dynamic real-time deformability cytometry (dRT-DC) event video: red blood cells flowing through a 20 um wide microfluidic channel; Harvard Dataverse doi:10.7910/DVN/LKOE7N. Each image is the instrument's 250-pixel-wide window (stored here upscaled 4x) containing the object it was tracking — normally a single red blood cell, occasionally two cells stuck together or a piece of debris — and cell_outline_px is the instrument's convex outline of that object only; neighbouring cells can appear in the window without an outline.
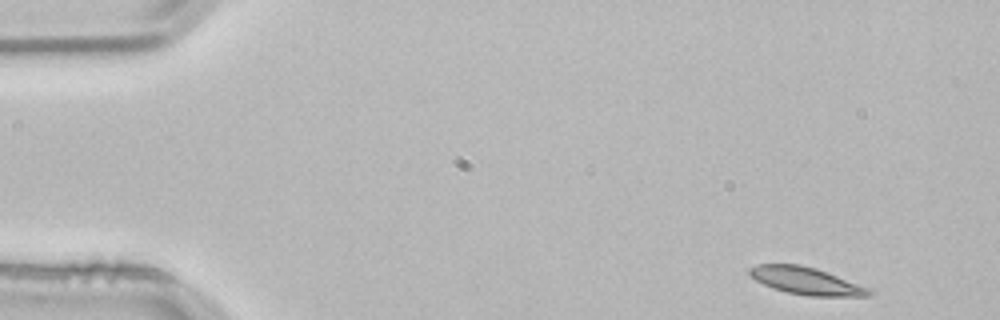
{"species": "common noctule bat (a hibernating species)", "species_latin": "Nyctalus noctula", "temperature_condition": "room temperature", "stored_images_in_passage": 50, "camera_frame_rate_fps": 3000, "um_per_image_px": 0.085, "animal": {"sex": "male", "body_mass_g": 21.5, "forearm_length_mm": 52.0}, "frame": {"image": 1, "passage_image": 1, "time_ms": 0.0, "image_size_px": [1000, 320], "cell_outline_px": [[872, 296], [808, 296], [788, 292], [772, 288], [756, 280], [748, 272], [748, 268], [756, 264], [800, 264], [816, 268], [868, 288], [872, 292]], "centroid_in_image_um": [68.48, 23.87], "position_along_channel_um": 16.5, "area_um2": 18.79}}
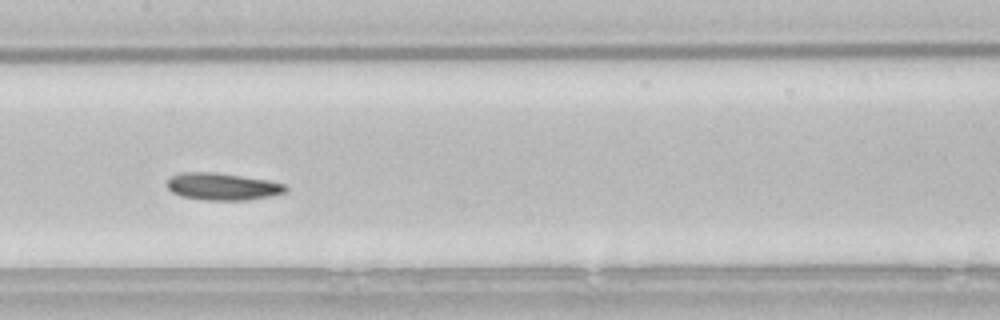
{"frame": {"image": 2, "passage_image": 23, "time_ms": 7.333, "image_size_px": [1000, 320], "cell_outline_px": [[288, 188], [284, 192], [272, 196], [248, 200], [204, 200], [180, 196], [172, 192], [168, 188], [168, 180], [172, 176], [184, 172], [212, 172], [268, 180], [284, 184]], "centroid_in_image_um": [18.92, 15.87], "position_along_channel_um": 188.5, "area_um2": 18.61}}
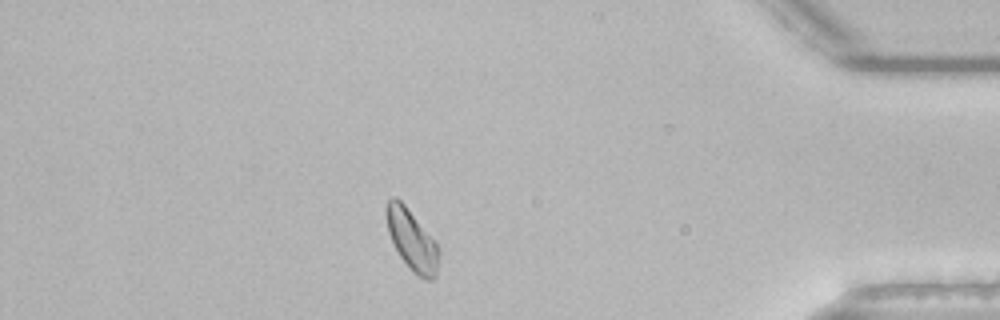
{"frame": {"image": 3, "passage_image": 43, "time_ms": 14.0, "image_size_px": [1000, 320], "cell_outline_px": [[440, 252], [436, 276], [432, 280], [428, 280], [412, 272], [400, 256], [388, 232], [388, 200], [396, 196], [404, 204], [436, 240], [440, 248]], "centroid_in_image_um": [35.08, 20.44], "position_along_channel_um": 400.1, "area_um2": 18.32}, "authors_computed_cell_mechanics": {"area_um2": 18.6116, "velocity_mm_per_s": 3.7929, "shape_relaxation_time_tau1_ms": 4.6387, "shape_relaxation_time_tau2_ms": null, "deformation_change_tau1": 0.0992, "deformation_change_tau2": null}}